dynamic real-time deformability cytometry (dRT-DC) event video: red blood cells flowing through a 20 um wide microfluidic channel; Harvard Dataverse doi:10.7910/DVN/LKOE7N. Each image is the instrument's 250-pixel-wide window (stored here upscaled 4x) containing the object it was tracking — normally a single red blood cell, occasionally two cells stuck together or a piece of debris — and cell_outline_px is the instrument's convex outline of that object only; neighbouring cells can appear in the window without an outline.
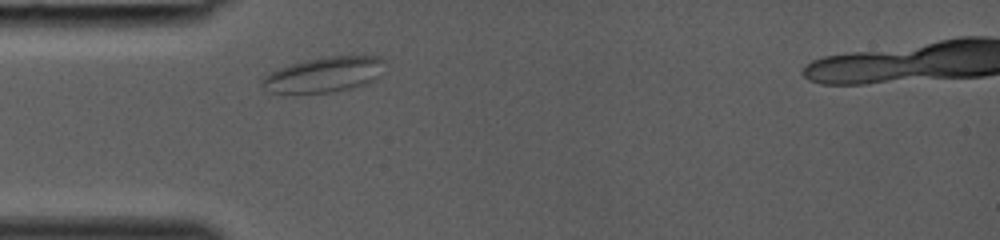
{"species": "common noctule bat (a hibernating species)", "species_latin": "Nyctalus noctula", "temperature_condition": "room temperature", "stored_images_in_passage": 26, "camera_frame_rate_fps": 3000, "um_per_image_px": 0.085, "animal": {"sex": "female", "body_mass_g": 19.0, "forearm_length_mm": 53.3}, "frame": {"image": 1, "passage_image": 1, "time_ms": 0.0, "image_size_px": [1000, 240], "cell_outline_px": [[384, 60], [376, 76], [372, 80], [364, 84], [352, 88], [332, 92], [268, 92], [264, 88], [260, 80], [264, 76], [288, 64], [320, 56], [380, 56]], "centroid_in_image_um": [27.49, 6.32], "position_along_channel_um": 57.5, "area_um2": 24.74}}
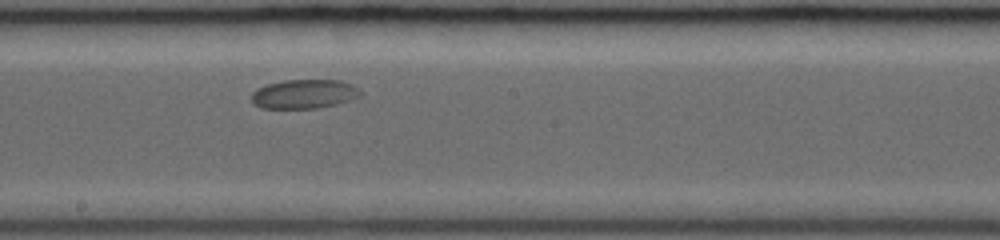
{"frame": {"image": 2, "passage_image": 12, "time_ms": 3.667, "image_size_px": [1000, 240], "cell_outline_px": [[360, 96], [336, 104], [316, 108], [260, 108], [252, 100], [252, 92], [268, 84], [284, 80], [340, 80], [352, 84], [360, 88]], "centroid_in_image_um": [25.87, 7.98], "position_along_channel_um": 222.3, "area_um2": 18.26}}
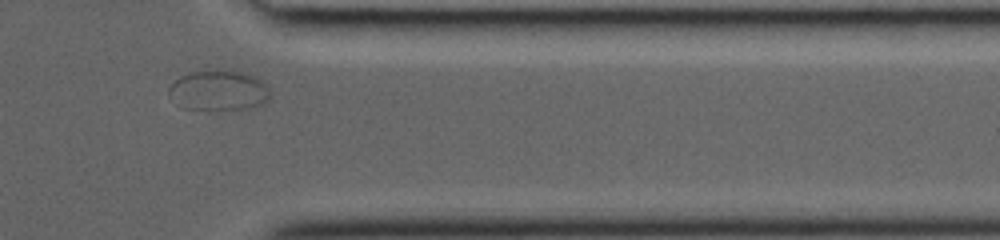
{"frame": {"image": 3, "passage_image": 23, "time_ms": 7.333, "image_size_px": [1000, 240], "cell_outline_px": [[268, 100], [260, 104], [244, 108], [180, 108], [168, 96], [168, 88], [180, 76], [192, 72], [240, 72], [252, 76], [268, 84]], "centroid_in_image_um": [18.53, 7.7], "position_along_channel_um": 392.9, "area_um2": 22.77}}